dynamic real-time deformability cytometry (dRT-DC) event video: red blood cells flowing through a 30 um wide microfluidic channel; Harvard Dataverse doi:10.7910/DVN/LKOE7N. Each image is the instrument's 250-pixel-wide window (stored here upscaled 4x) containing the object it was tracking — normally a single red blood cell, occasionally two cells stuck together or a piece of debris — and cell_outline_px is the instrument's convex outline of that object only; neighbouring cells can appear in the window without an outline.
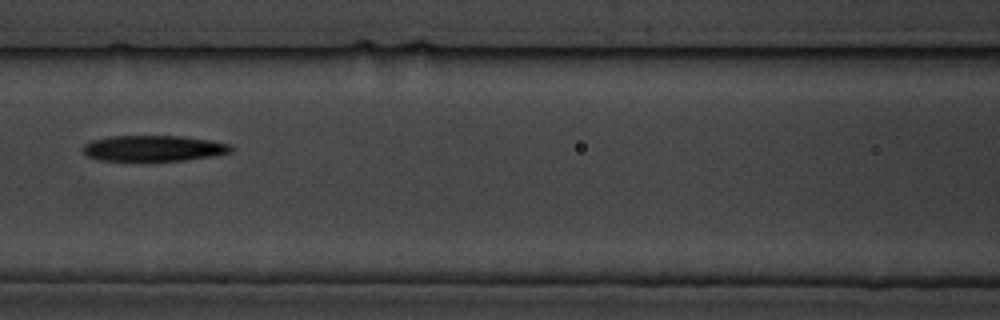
{"species": "common noctule bat (a hibernating species)", "species_latin": "Nyctalus noctula", "temperature_condition": "cold", "stored_images_in_passage": 8, "camera_frame_rate_fps": 3000, "um_per_image_px": 0.085, "animal": {"sex": "male", "body_mass_g": 19.5, "forearm_length_mm": 54.6}, "frame": {"image": 1, "passage_image": 6, "time_ms": 6.667, "image_size_px": [1000, 320], "cell_outline_px": [[232, 152], [216, 156], [184, 160], [100, 160], [88, 156], [84, 152], [84, 144], [92, 140], [108, 136], [180, 136], [212, 140], [232, 144]], "centroid_in_image_um": [13.12, 12.59], "position_along_channel_um": 153.5, "area_um2": 22.25}}
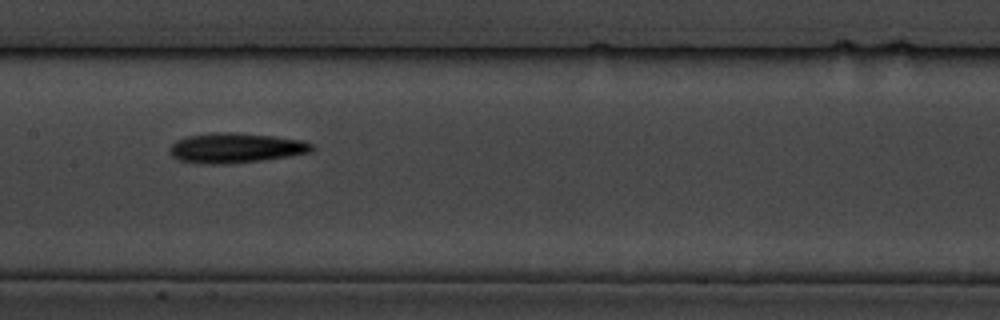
{"frame": {"image": 2, "passage_image": 7, "time_ms": 7.667, "image_size_px": [1000, 320], "cell_outline_px": [[316, 148], [312, 152], [264, 160], [228, 164], [204, 164], [180, 160], [172, 156], [168, 152], [168, 148], [176, 140], [188, 136], [212, 132], [236, 132], [276, 136], [304, 140], [316, 144]], "centroid_in_image_um": [20.08, 12.57], "position_along_channel_um": 187.3, "area_um2": 25.32}}
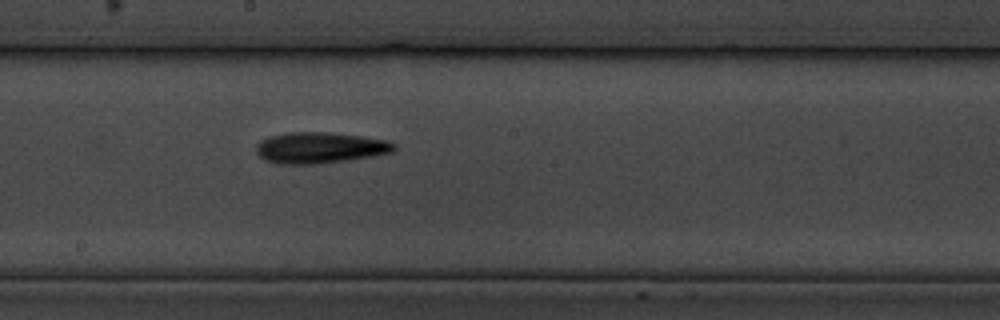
{"frame": {"image": 3, "passage_image": 8, "time_ms": 8.667, "image_size_px": [1000, 320], "cell_outline_px": [[396, 148], [392, 152], [372, 156], [316, 164], [280, 164], [264, 160], [256, 152], [256, 144], [260, 140], [268, 136], [288, 132], [328, 132], [360, 136], [388, 140], [396, 144]], "centroid_in_image_um": [27.16, 12.55], "position_along_channel_um": 221.0, "area_um2": 25.03}}